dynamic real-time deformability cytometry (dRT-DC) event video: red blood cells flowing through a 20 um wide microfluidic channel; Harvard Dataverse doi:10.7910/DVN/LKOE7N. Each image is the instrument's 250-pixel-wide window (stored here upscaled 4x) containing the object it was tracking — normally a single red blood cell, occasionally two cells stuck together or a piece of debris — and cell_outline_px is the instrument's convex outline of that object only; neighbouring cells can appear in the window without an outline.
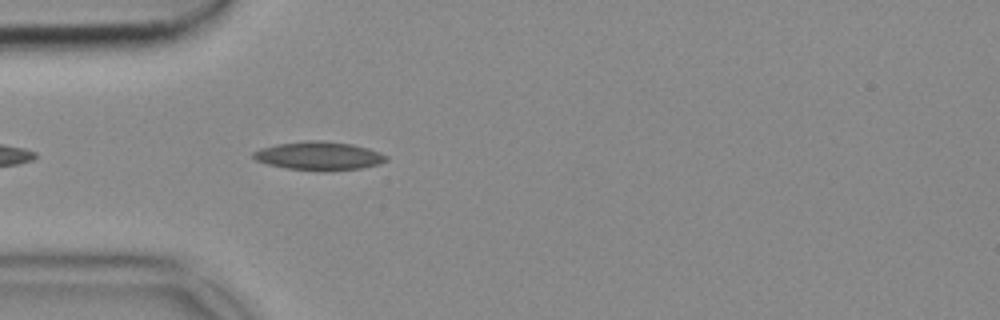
{"species": "common noctule bat (a hibernating species)", "species_latin": "Nyctalus noctula", "temperature_condition": "cold", "stored_images_in_passage": 8, "camera_frame_rate_fps": 3000, "um_per_image_px": 0.085, "animal": {"sex": "female", "body_mass_g": 18.4}, "frame": {"image": 1, "passage_image": 4, "time_ms": 1.0, "image_size_px": [1000, 320], "cell_outline_px": [[388, 160], [376, 164], [360, 168], [324, 172], [284, 168], [268, 164], [256, 160], [252, 156], [252, 152], [260, 148], [276, 144], [304, 140], [324, 140], [352, 144], [368, 148], [380, 152], [388, 156]], "centroid_in_image_um": [27.09, 13.25], "position_along_channel_um": 57.9, "area_um2": 22.37}}